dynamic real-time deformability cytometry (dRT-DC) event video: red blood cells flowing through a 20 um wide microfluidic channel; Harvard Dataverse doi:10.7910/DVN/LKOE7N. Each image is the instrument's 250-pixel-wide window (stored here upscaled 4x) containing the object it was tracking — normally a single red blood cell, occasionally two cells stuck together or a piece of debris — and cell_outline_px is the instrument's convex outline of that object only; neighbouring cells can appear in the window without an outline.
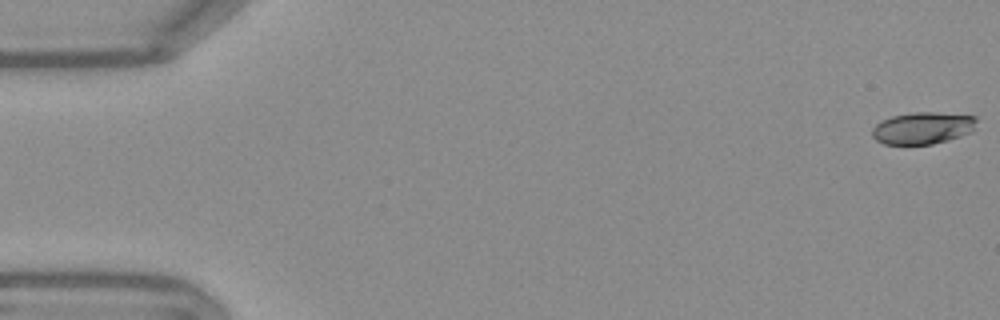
{"species": "Egyptian fruit bat (a non-hibernating species)", "species_latin": "Rousettus aegyptiacus", "temperature_condition": "warm", "stored_images_in_passage": 54, "camera_frame_rate_fps": 3000, "um_per_image_px": 0.085, "frame": {"image": 1, "passage_image": 1, "time_ms": 0.0, "image_size_px": [1000, 320], "cell_outline_px": [[976, 120], [972, 128], [968, 132], [960, 136], [932, 144], [884, 144], [876, 140], [872, 136], [872, 128], [880, 120], [892, 116], [912, 112], [936, 112], [976, 116]], "centroid_in_image_um": [78.36, 10.87], "position_along_channel_um": 6.6, "area_um2": 19.31}}
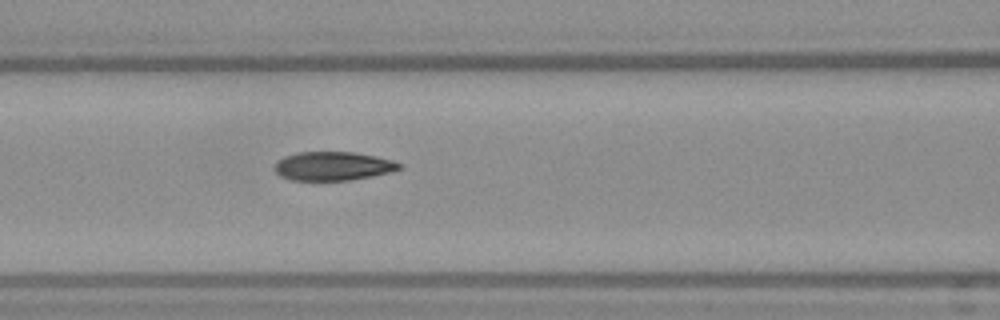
{"frame": {"image": 2, "passage_image": 23, "time_ms": 7.333, "image_size_px": [1000, 320], "cell_outline_px": [[404, 168], [372, 176], [348, 180], [292, 180], [280, 176], [272, 168], [276, 160], [284, 156], [300, 152], [352, 152], [376, 156], [392, 160], [400, 164]], "centroid_in_image_um": [28.26, 14.11], "position_along_channel_um": 138.3, "area_um2": 20.92}}
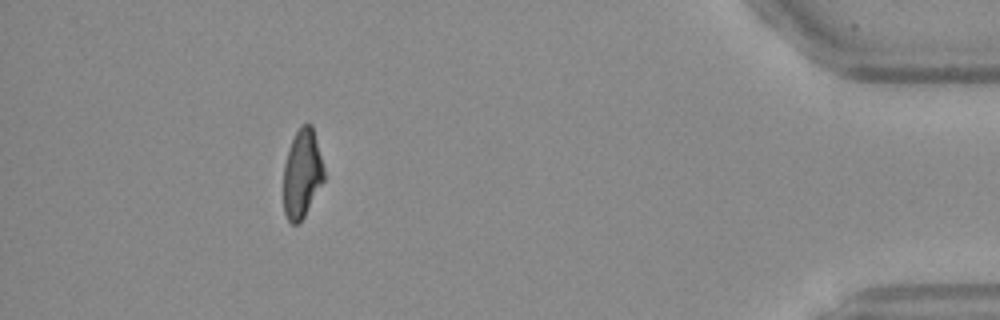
{"frame": {"image": 3, "passage_image": 49, "time_ms": 16.0, "image_size_px": [1000, 320], "cell_outline_px": [[324, 180], [300, 224], [292, 224], [288, 220], [284, 212], [284, 164], [292, 140], [296, 132], [304, 124], [312, 124], [324, 168]], "centroid_in_image_um": [25.68, 14.8], "position_along_channel_um": 409.5, "area_um2": 20.69}, "authors_computed_cell_mechanics": {"area_um2": 21.5016, "velocity_mm_per_s": 3.7926, "shape_relaxation_time_tau1_ms": 4.1878, "shape_relaxation_time_tau2_ms": 2.4495, "deformation_change_tau1": 0.1656, "deformation_change_tau2": 0.0895}}